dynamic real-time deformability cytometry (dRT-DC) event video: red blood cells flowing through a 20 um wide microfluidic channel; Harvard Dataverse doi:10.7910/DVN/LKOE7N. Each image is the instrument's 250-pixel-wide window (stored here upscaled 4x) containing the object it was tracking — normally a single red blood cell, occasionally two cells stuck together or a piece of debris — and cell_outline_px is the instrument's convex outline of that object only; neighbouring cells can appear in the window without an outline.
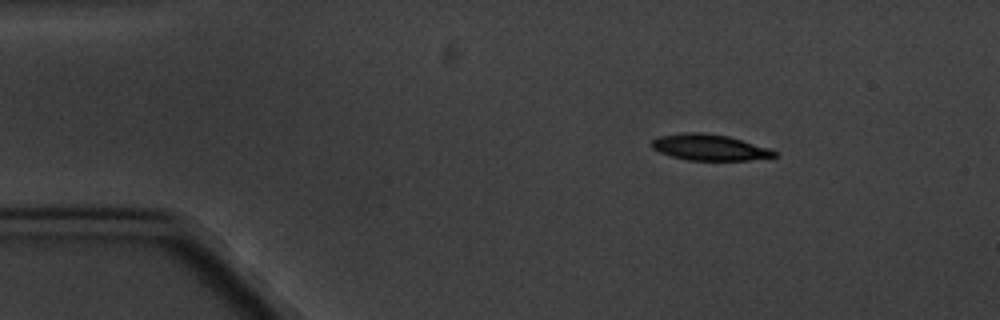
{"species": "common noctule bat (a hibernating species)", "species_latin": "Nyctalus noctula", "temperature_condition": "cold", "stored_images_in_passage": 4, "segment_of_instrument_passage": [1, 2], "camera_frame_rate_fps": 3000, "um_per_image_px": 0.085, "animal": {"sex": "male", "body_mass_g": 20.1, "forearm_length_mm": 53.5}, "frame": {"image": 1, "passage_image": 1, "time_ms": 0.0, "image_size_px": [1000, 320], "cell_outline_px": [[780, 152], [776, 156], [748, 160], [688, 160], [672, 156], [660, 152], [652, 148], [652, 140], [660, 136], [684, 132], [700, 132], [728, 136], [772, 148]], "centroid_in_image_um": [60.36, 12.52], "position_along_channel_um": 24.6, "area_um2": 18.67}}